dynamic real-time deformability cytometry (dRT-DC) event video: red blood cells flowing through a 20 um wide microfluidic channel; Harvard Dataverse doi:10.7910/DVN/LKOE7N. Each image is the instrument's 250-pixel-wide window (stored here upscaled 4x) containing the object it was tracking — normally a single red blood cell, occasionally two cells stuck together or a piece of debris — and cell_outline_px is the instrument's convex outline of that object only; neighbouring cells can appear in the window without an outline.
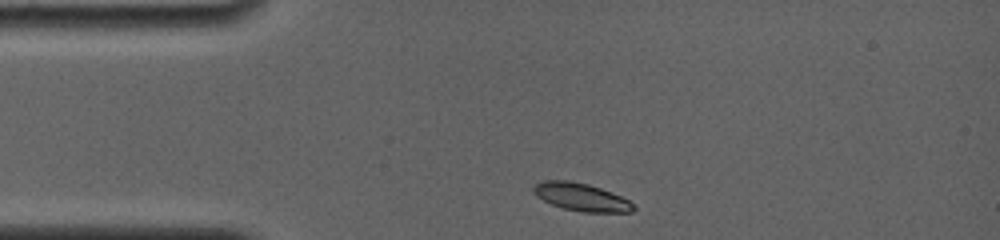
{"species": "common noctule bat (a hibernating species)", "species_latin": "Nyctalus noctula", "temperature_condition": "room temperature", "stored_images_in_passage": 6, "camera_frame_rate_fps": 4000, "um_per_image_px": 0.085, "animal": {"sex": "female", "body_mass_g": 19.0, "forearm_length_mm": 56.7}, "frame": {"image": 1, "passage_image": 1, "time_ms": 0.0, "image_size_px": [1000, 240], "cell_outline_px": [[636, 208], [632, 212], [580, 212], [564, 208], [552, 204], [536, 196], [532, 192], [532, 188], [540, 180], [572, 180], [588, 184], [600, 188], [620, 196], [628, 200]], "centroid_in_image_um": [49.36, 16.74], "position_along_channel_um": 35.6, "area_um2": 16.18}}